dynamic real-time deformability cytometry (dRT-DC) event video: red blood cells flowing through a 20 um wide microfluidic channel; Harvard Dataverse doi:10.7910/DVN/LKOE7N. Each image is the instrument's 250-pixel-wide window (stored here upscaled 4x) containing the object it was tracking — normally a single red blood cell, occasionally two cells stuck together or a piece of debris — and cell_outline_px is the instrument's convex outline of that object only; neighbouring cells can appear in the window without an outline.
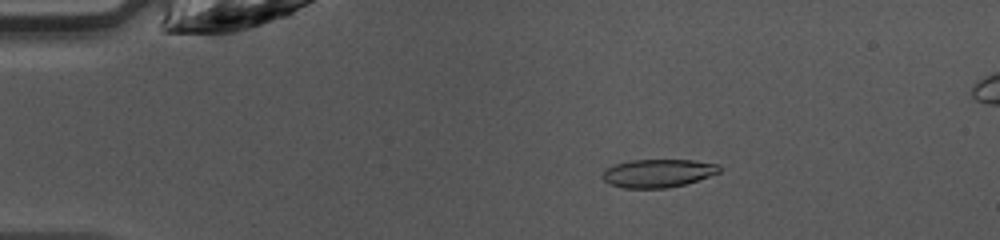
{"species": "common noctule bat (a hibernating species)", "species_latin": "Nyctalus noctula", "temperature_condition": "warm", "stored_images_in_passage": 47, "camera_frame_rate_fps": 3000, "um_per_image_px": 0.085, "animal": {"sex": "female", "body_mass_g": 10.0, "forearm_length_mm": 53.1}, "frame": {"image": 1, "passage_image": 9, "time_ms": 2.667, "image_size_px": [1000, 240], "cell_outline_px": [[720, 172], [684, 184], [668, 188], [624, 188], [608, 184], [600, 176], [604, 168], [616, 164], [632, 160], [692, 160], [720, 164]], "centroid_in_image_um": [55.88, 14.72], "position_along_channel_um": 29.1, "area_um2": 19.25}}
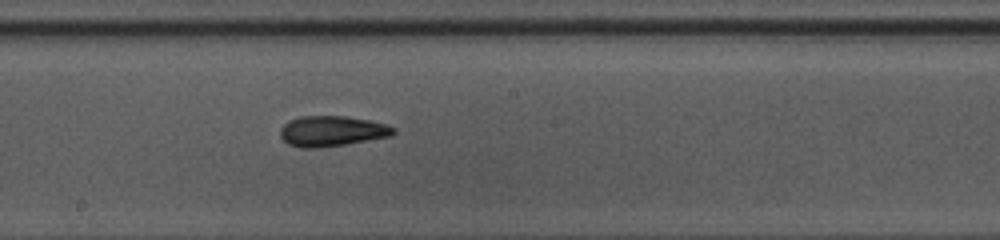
{"frame": {"image": 2, "passage_image": 26, "time_ms": 8.333, "image_size_px": [1000, 240], "cell_outline_px": [[396, 132], [392, 136], [348, 144], [316, 148], [300, 148], [288, 144], [280, 136], [280, 128], [288, 120], [300, 116], [344, 116], [368, 120], [384, 124], [396, 128]], "centroid_in_image_um": [28.2, 11.15], "position_along_channel_um": 220.0, "area_um2": 20.23}}
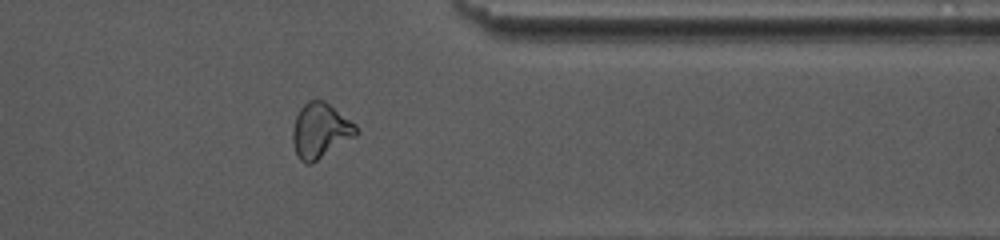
{"frame": {"image": 3, "passage_image": 38, "time_ms": 12.333, "image_size_px": [1000, 240], "cell_outline_px": [[360, 132], [356, 136], [312, 164], [304, 164], [300, 160], [296, 152], [292, 140], [292, 132], [296, 116], [300, 108], [308, 100], [324, 100], [356, 124]], "centroid_in_image_um": [27.24, 11.12], "position_along_channel_um": 384.2, "area_um2": 20.46}, "authors_computed_cell_mechanics": {"area_um2": 19.8254, "velocity_mm_per_s": 4.2786, "shape_relaxation_time_tau1_ms": 5.6969, "shape_relaxation_time_tau2_ms": 2.5689, "deformation_change_tau1": 0.1783, "deformation_change_tau2": 0.1068}}